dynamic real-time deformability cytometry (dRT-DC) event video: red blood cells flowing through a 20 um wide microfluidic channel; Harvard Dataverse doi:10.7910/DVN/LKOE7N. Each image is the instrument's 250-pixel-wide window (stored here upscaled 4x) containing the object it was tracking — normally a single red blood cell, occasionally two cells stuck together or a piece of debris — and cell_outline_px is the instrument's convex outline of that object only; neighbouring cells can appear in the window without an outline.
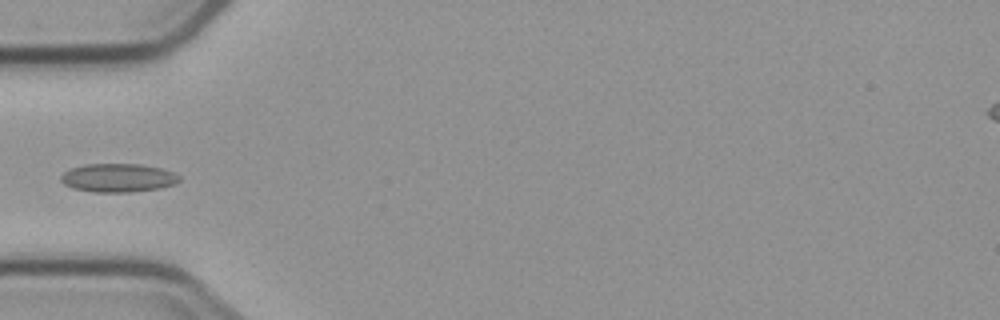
{"species": "common noctule bat (a hibernating species)", "species_latin": "Nyctalus noctula", "temperature_condition": "cold", "stored_images_in_passage": 5, "camera_frame_rate_fps": 3000, "um_per_image_px": 0.085, "animal": {"sex": "male", "body_mass_g": 23.1, "forearm_length_mm": 52.7}, "frame": {"image": 1, "passage_image": 5, "time_ms": 4.667, "image_size_px": [1000, 320], "cell_outline_px": [[180, 180], [176, 184], [160, 188], [128, 192], [92, 192], [72, 188], [64, 184], [60, 180], [60, 176], [64, 172], [72, 168], [84, 164], [140, 164], [160, 168], [172, 172], [180, 176]], "centroid_in_image_um": [10.02, 15.12], "position_along_channel_um": 75.0, "area_um2": 19.71}}